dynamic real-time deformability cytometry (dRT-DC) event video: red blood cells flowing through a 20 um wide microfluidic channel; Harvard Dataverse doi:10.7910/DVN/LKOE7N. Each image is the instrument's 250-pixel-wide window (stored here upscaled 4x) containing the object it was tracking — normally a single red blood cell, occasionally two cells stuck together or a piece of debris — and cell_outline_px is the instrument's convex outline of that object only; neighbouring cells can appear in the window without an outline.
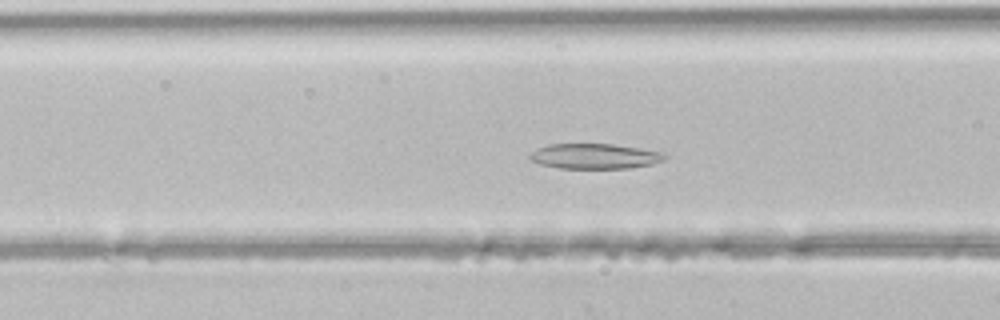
{"species": "common noctule bat (a hibernating species)", "species_latin": "Nyctalus noctula", "temperature_condition": "room temperature", "stored_images_in_passage": 40, "segment_of_instrument_passage": [1, 2], "camera_frame_rate_fps": 3000, "um_per_image_px": 0.085, "animal": {"sex": "male", "body_mass_g": 21.5, "forearm_length_mm": 52.0}, "frame": {"image": 1, "passage_image": 12, "time_ms": 3.667, "image_size_px": [1000, 320], "cell_outline_px": [[668, 156], [664, 160], [652, 164], [628, 168], [560, 168], [540, 164], [532, 160], [528, 156], [536, 148], [548, 144], [612, 144], [664, 152]], "centroid_in_image_um": [50.56, 13.27], "position_along_channel_um": 116.0, "area_um2": 19.77}}
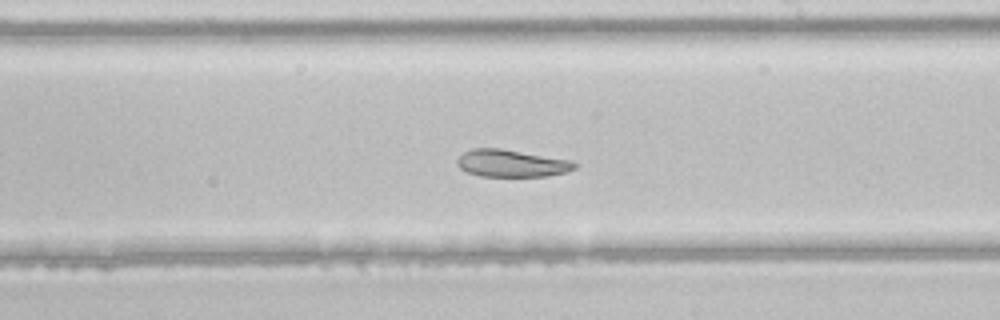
{"frame": {"image": 2, "passage_image": 21, "time_ms": 6.667, "image_size_px": [1000, 320], "cell_outline_px": [[576, 168], [568, 172], [548, 176], [480, 176], [468, 172], [460, 168], [456, 164], [456, 160], [464, 152], [472, 148], [500, 148], [572, 160], [576, 164]], "centroid_in_image_um": [43.49, 13.88], "position_along_channel_um": 245.5, "area_um2": 18.73}}
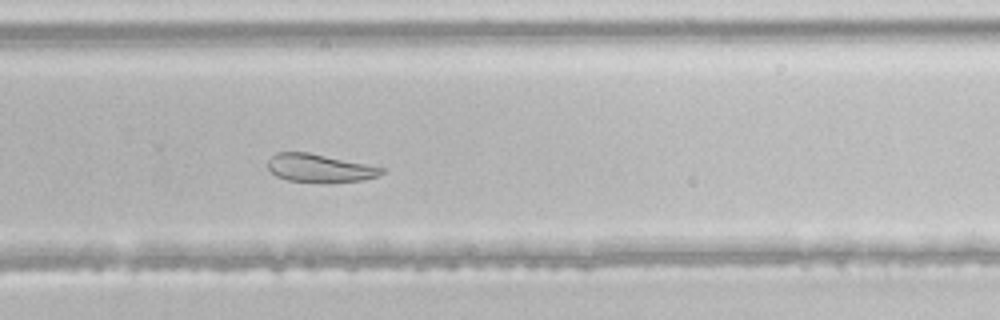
{"frame": {"image": 3, "passage_image": 25, "time_ms": 8.0, "image_size_px": [1000, 320], "cell_outline_px": [[384, 172], [380, 176], [364, 180], [324, 184], [320, 184], [288, 180], [276, 176], [268, 168], [268, 160], [276, 152], [308, 152], [384, 168]], "centroid_in_image_um": [27.17, 14.32], "position_along_channel_um": 302.6, "area_um2": 18.96}}